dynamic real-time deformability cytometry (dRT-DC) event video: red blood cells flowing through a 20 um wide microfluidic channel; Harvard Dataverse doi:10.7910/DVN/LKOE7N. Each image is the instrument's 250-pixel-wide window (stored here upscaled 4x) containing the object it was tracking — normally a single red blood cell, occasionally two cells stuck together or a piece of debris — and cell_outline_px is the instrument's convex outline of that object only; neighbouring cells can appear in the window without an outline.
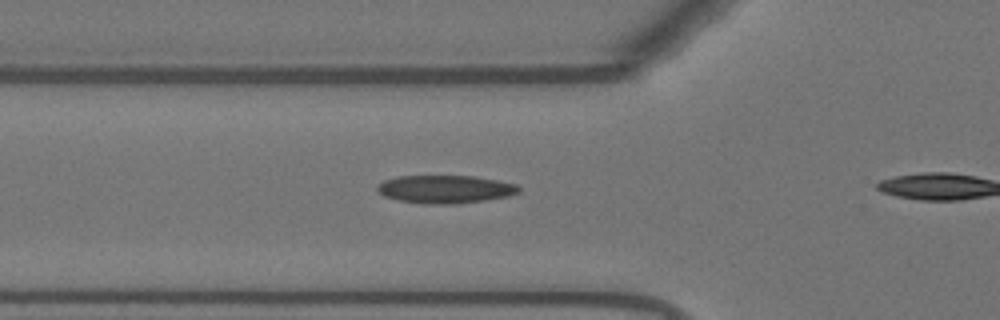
{"species": "Egyptian fruit bat (a non-hibernating species)", "species_latin": "Rousettus aegyptiacus", "temperature_condition": "warm", "stored_images_in_passage": 13, "camera_frame_rate_fps": 3000, "um_per_image_px": 0.085, "animal": {"sex": "female"}, "frame": {"image": 1, "passage_image": 8, "time_ms": 2.333, "image_size_px": [1000, 320], "cell_outline_px": [[520, 192], [508, 196], [484, 200], [456, 204], [424, 204], [400, 200], [384, 196], [376, 188], [376, 184], [384, 180], [396, 176], [476, 176], [516, 184], [520, 188]], "centroid_in_image_um": [37.83, 16.08], "position_along_channel_um": 88.0, "area_um2": 23.12}}
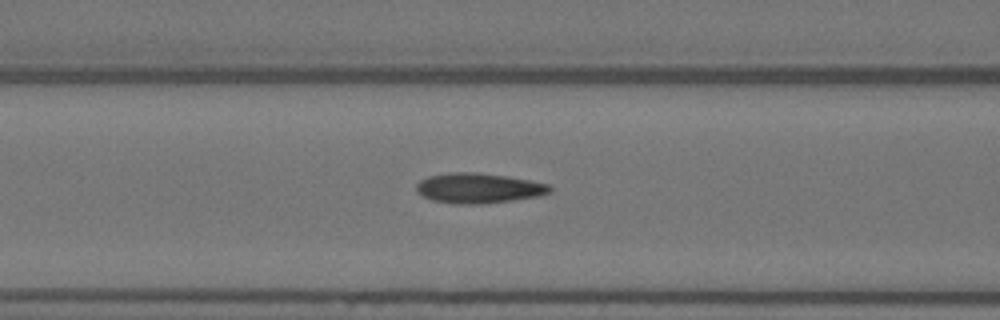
{"frame": {"image": 2, "passage_image": 11, "time_ms": 3.333, "image_size_px": [1000, 320], "cell_outline_px": [[552, 192], [540, 196], [512, 200], [480, 204], [460, 204], [432, 200], [416, 192], [416, 184], [420, 180], [428, 176], [448, 172], [472, 172], [508, 176], [548, 184], [552, 188]], "centroid_in_image_um": [40.67, 15.99], "position_along_channel_um": 125.9, "area_um2": 23.41}}